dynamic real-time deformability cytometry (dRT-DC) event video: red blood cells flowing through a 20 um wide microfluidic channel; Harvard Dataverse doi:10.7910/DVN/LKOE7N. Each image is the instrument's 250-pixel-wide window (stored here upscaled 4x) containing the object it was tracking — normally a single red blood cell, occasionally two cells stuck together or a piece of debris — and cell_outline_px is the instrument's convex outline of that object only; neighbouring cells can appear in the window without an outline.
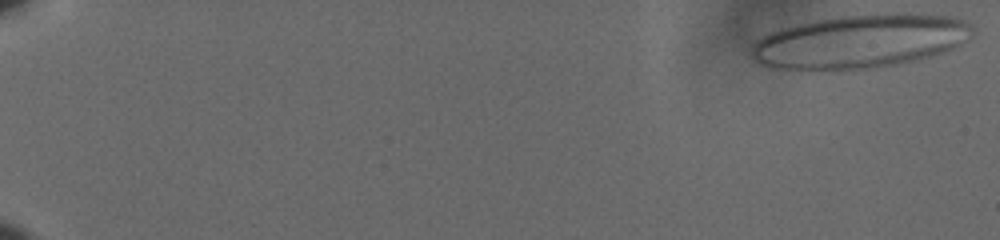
{"species": "human", "species_latin": "Homo sapiens", "temperature_condition": "cold", "stored_images_in_passage": 56, "camera_frame_rate_fps": 3000, "um_per_image_px": 0.085, "donor": {"sex": "male"}, "frame": {"image": 1, "passage_image": 1, "time_ms": 0.0, "image_size_px": [1000, 240], "cell_outline_px": [[968, 24], [956, 44], [952, 48], [928, 56], [896, 64], [872, 68], [776, 68], [760, 64], [752, 56], [752, 52], [756, 44], [760, 40], [772, 32], [784, 28], [800, 24], [840, 16], [896, 12], [908, 12], [948, 16], [964, 20]], "centroid_in_image_um": [73.06, 3.49], "position_along_channel_um": 11.9, "area_um2": 66.3}}
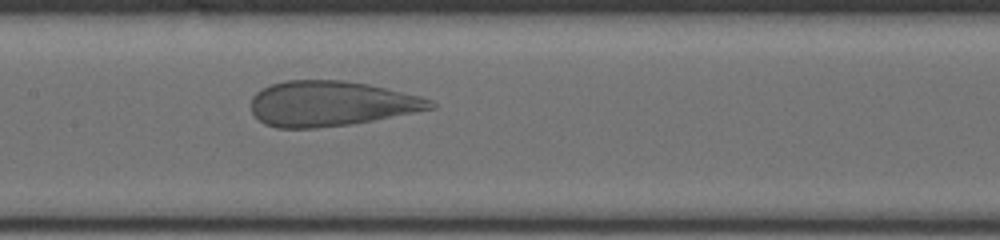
{"frame": {"image": 2, "passage_image": 32, "time_ms": 10.333, "image_size_px": [1000, 240], "cell_outline_px": [[436, 108], [372, 120], [348, 124], [316, 128], [276, 128], [264, 124], [252, 112], [252, 96], [256, 92], [272, 84], [284, 80], [344, 80], [368, 84], [420, 96], [432, 100], [436, 104]], "centroid_in_image_um": [28.12, 8.8], "position_along_channel_um": 179.3, "area_um2": 46.99}}
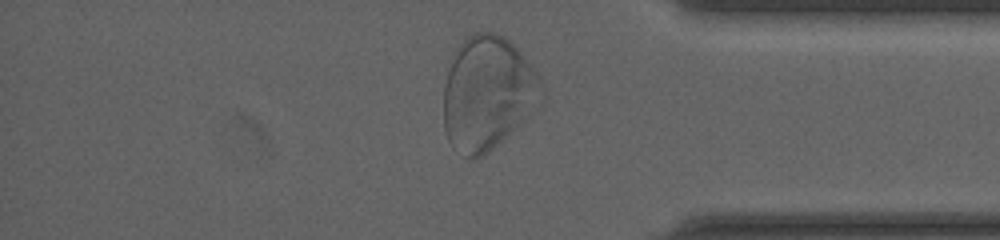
{"frame": {"image": 3, "passage_image": 51, "time_ms": 16.667, "image_size_px": [1000, 240], "cell_outline_px": [[540, 80], [524, 120], [484, 156], [476, 160], [468, 160], [452, 148], [448, 140], [444, 128], [444, 84], [456, 48], [464, 36], [472, 32], [496, 32], [508, 40], [524, 56], [536, 72]], "centroid_in_image_um": [41.31, 7.92], "position_along_channel_um": 393.9, "area_um2": 63.58}}